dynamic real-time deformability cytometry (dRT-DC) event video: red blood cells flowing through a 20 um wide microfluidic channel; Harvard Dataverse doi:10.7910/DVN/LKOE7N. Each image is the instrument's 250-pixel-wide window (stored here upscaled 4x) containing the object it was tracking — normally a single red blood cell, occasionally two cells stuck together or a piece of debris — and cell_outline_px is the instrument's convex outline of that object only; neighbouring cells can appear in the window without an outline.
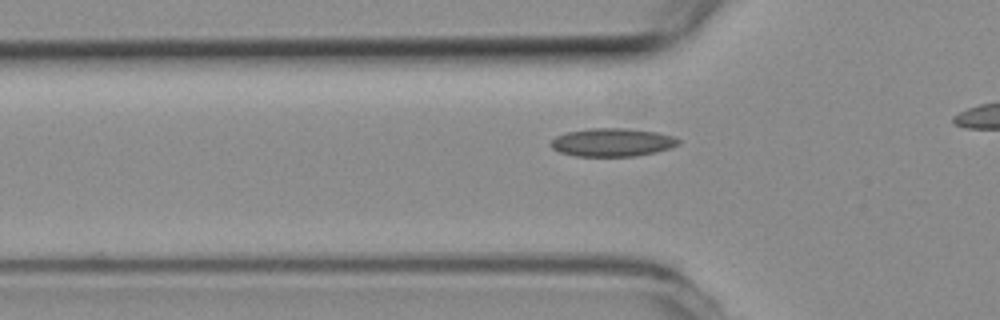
{"species": "common noctule bat (a hibernating species)", "species_latin": "Nyctalus noctula", "temperature_condition": "room temperature", "stored_images_in_passage": 38, "camera_frame_rate_fps": 3000, "um_per_image_px": 0.085, "animal": {"sex": "female", "body_mass_g": 19.3, "forearm_length_mm": 54.1}, "frame": {"image": 1, "passage_image": 13, "time_ms": 4.0, "image_size_px": [1000, 320], "cell_outline_px": [[680, 144], [656, 152], [636, 156], [576, 156], [560, 152], [552, 148], [548, 144], [556, 136], [568, 132], [592, 128], [628, 128], [656, 132], [672, 136], [680, 140]], "centroid_in_image_um": [52.03, 12.1], "position_along_channel_um": 73.8, "area_um2": 20.92}}
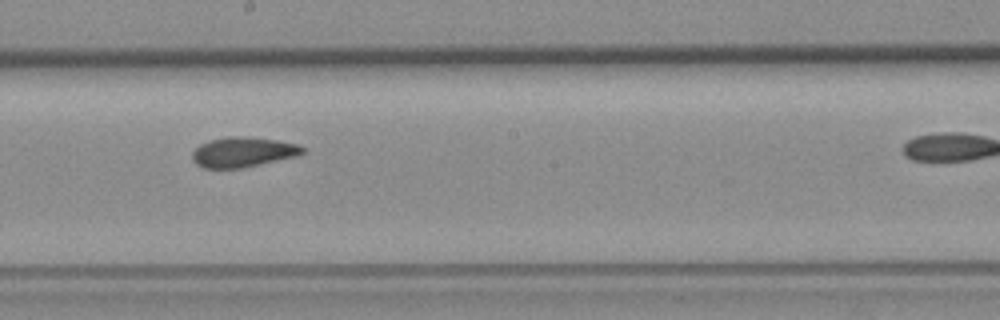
{"frame": {"image": 2, "passage_image": 25, "time_ms": 8.0, "image_size_px": [1000, 320], "cell_outline_px": [[304, 152], [296, 156], [240, 168], [204, 168], [196, 164], [192, 160], [192, 152], [200, 144], [208, 140], [228, 136], [244, 136], [276, 140], [296, 144], [304, 148]], "centroid_in_image_um": [20.6, 12.92], "position_along_channel_um": 227.6, "area_um2": 19.13}}
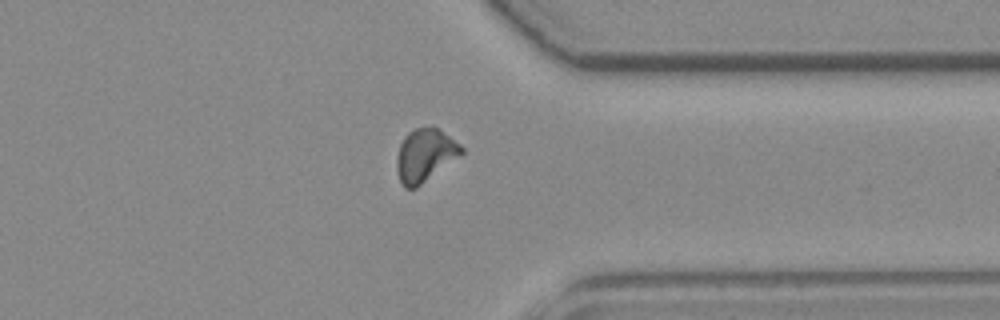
{"frame": {"image": 3, "passage_image": 37, "time_ms": 12.0, "image_size_px": [1000, 320], "cell_outline_px": [[464, 152], [416, 188], [404, 188], [400, 180], [396, 168], [396, 156], [400, 144], [404, 136], [408, 132], [416, 128], [436, 128], [460, 144], [464, 148]], "centroid_in_image_um": [36.09, 13.21], "position_along_channel_um": 375.3, "area_um2": 19.54}}